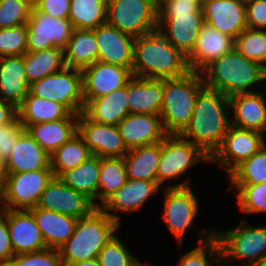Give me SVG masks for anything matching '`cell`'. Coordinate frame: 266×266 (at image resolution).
I'll use <instances>...</instances> for the list:
<instances>
[{
  "mask_svg": "<svg viewBox=\"0 0 266 266\" xmlns=\"http://www.w3.org/2000/svg\"><path fill=\"white\" fill-rule=\"evenodd\" d=\"M266 145L265 135L255 130L230 126L221 146L210 157L224 168L226 177L243 161Z\"/></svg>",
  "mask_w": 266,
  "mask_h": 266,
  "instance_id": "cell-14",
  "label": "cell"
},
{
  "mask_svg": "<svg viewBox=\"0 0 266 266\" xmlns=\"http://www.w3.org/2000/svg\"><path fill=\"white\" fill-rule=\"evenodd\" d=\"M164 188L161 218L180 246L187 228H195L193 220L199 212L198 199L187 179L179 184L164 185Z\"/></svg>",
  "mask_w": 266,
  "mask_h": 266,
  "instance_id": "cell-11",
  "label": "cell"
},
{
  "mask_svg": "<svg viewBox=\"0 0 266 266\" xmlns=\"http://www.w3.org/2000/svg\"><path fill=\"white\" fill-rule=\"evenodd\" d=\"M106 23L140 37L158 30V6L152 0H108Z\"/></svg>",
  "mask_w": 266,
  "mask_h": 266,
  "instance_id": "cell-8",
  "label": "cell"
},
{
  "mask_svg": "<svg viewBox=\"0 0 266 266\" xmlns=\"http://www.w3.org/2000/svg\"><path fill=\"white\" fill-rule=\"evenodd\" d=\"M26 25L28 52L53 47L64 49L74 31L69 19L54 18L38 11L34 6L30 10Z\"/></svg>",
  "mask_w": 266,
  "mask_h": 266,
  "instance_id": "cell-13",
  "label": "cell"
},
{
  "mask_svg": "<svg viewBox=\"0 0 266 266\" xmlns=\"http://www.w3.org/2000/svg\"><path fill=\"white\" fill-rule=\"evenodd\" d=\"M29 92L47 100L65 105L72 113L84 110L82 71L70 67L43 77L30 84Z\"/></svg>",
  "mask_w": 266,
  "mask_h": 266,
  "instance_id": "cell-10",
  "label": "cell"
},
{
  "mask_svg": "<svg viewBox=\"0 0 266 266\" xmlns=\"http://www.w3.org/2000/svg\"><path fill=\"white\" fill-rule=\"evenodd\" d=\"M25 131L18 118L12 123L0 127V158L3 162L9 158L16 141Z\"/></svg>",
  "mask_w": 266,
  "mask_h": 266,
  "instance_id": "cell-47",
  "label": "cell"
},
{
  "mask_svg": "<svg viewBox=\"0 0 266 266\" xmlns=\"http://www.w3.org/2000/svg\"><path fill=\"white\" fill-rule=\"evenodd\" d=\"M53 177L51 169L4 174L1 191L2 209L30 210L36 207L41 194Z\"/></svg>",
  "mask_w": 266,
  "mask_h": 266,
  "instance_id": "cell-9",
  "label": "cell"
},
{
  "mask_svg": "<svg viewBox=\"0 0 266 266\" xmlns=\"http://www.w3.org/2000/svg\"><path fill=\"white\" fill-rule=\"evenodd\" d=\"M127 180L123 158H101L98 185V199L100 201H96V207H100L108 198L125 185Z\"/></svg>",
  "mask_w": 266,
  "mask_h": 266,
  "instance_id": "cell-38",
  "label": "cell"
},
{
  "mask_svg": "<svg viewBox=\"0 0 266 266\" xmlns=\"http://www.w3.org/2000/svg\"><path fill=\"white\" fill-rule=\"evenodd\" d=\"M36 208L79 219L87 216L96 207L83 193L65 185L58 177H53L41 194Z\"/></svg>",
  "mask_w": 266,
  "mask_h": 266,
  "instance_id": "cell-16",
  "label": "cell"
},
{
  "mask_svg": "<svg viewBox=\"0 0 266 266\" xmlns=\"http://www.w3.org/2000/svg\"><path fill=\"white\" fill-rule=\"evenodd\" d=\"M177 1H184V2H203V0H177Z\"/></svg>",
  "mask_w": 266,
  "mask_h": 266,
  "instance_id": "cell-55",
  "label": "cell"
},
{
  "mask_svg": "<svg viewBox=\"0 0 266 266\" xmlns=\"http://www.w3.org/2000/svg\"><path fill=\"white\" fill-rule=\"evenodd\" d=\"M29 211L41 231L47 248L59 249L74 233L77 218L36 207Z\"/></svg>",
  "mask_w": 266,
  "mask_h": 266,
  "instance_id": "cell-28",
  "label": "cell"
},
{
  "mask_svg": "<svg viewBox=\"0 0 266 266\" xmlns=\"http://www.w3.org/2000/svg\"><path fill=\"white\" fill-rule=\"evenodd\" d=\"M235 39L206 23L201 27L192 52L186 57L189 70L201 73L214 60L234 48Z\"/></svg>",
  "mask_w": 266,
  "mask_h": 266,
  "instance_id": "cell-20",
  "label": "cell"
},
{
  "mask_svg": "<svg viewBox=\"0 0 266 266\" xmlns=\"http://www.w3.org/2000/svg\"><path fill=\"white\" fill-rule=\"evenodd\" d=\"M214 236L219 241L224 266H231L235 259H246L243 266H251L266 256V226H251L246 218L231 230H214Z\"/></svg>",
  "mask_w": 266,
  "mask_h": 266,
  "instance_id": "cell-7",
  "label": "cell"
},
{
  "mask_svg": "<svg viewBox=\"0 0 266 266\" xmlns=\"http://www.w3.org/2000/svg\"><path fill=\"white\" fill-rule=\"evenodd\" d=\"M17 118V108L9 103L0 101V127L12 124Z\"/></svg>",
  "mask_w": 266,
  "mask_h": 266,
  "instance_id": "cell-51",
  "label": "cell"
},
{
  "mask_svg": "<svg viewBox=\"0 0 266 266\" xmlns=\"http://www.w3.org/2000/svg\"><path fill=\"white\" fill-rule=\"evenodd\" d=\"M247 28L266 30V0H246Z\"/></svg>",
  "mask_w": 266,
  "mask_h": 266,
  "instance_id": "cell-48",
  "label": "cell"
},
{
  "mask_svg": "<svg viewBox=\"0 0 266 266\" xmlns=\"http://www.w3.org/2000/svg\"><path fill=\"white\" fill-rule=\"evenodd\" d=\"M251 266H266V256H264L260 261L252 264Z\"/></svg>",
  "mask_w": 266,
  "mask_h": 266,
  "instance_id": "cell-53",
  "label": "cell"
},
{
  "mask_svg": "<svg viewBox=\"0 0 266 266\" xmlns=\"http://www.w3.org/2000/svg\"><path fill=\"white\" fill-rule=\"evenodd\" d=\"M28 52L27 25L0 28V57L23 56Z\"/></svg>",
  "mask_w": 266,
  "mask_h": 266,
  "instance_id": "cell-44",
  "label": "cell"
},
{
  "mask_svg": "<svg viewBox=\"0 0 266 266\" xmlns=\"http://www.w3.org/2000/svg\"><path fill=\"white\" fill-rule=\"evenodd\" d=\"M33 6L54 18L68 19L70 12V0H38Z\"/></svg>",
  "mask_w": 266,
  "mask_h": 266,
  "instance_id": "cell-49",
  "label": "cell"
},
{
  "mask_svg": "<svg viewBox=\"0 0 266 266\" xmlns=\"http://www.w3.org/2000/svg\"><path fill=\"white\" fill-rule=\"evenodd\" d=\"M202 2L164 0L158 6V31L186 57L205 24Z\"/></svg>",
  "mask_w": 266,
  "mask_h": 266,
  "instance_id": "cell-6",
  "label": "cell"
},
{
  "mask_svg": "<svg viewBox=\"0 0 266 266\" xmlns=\"http://www.w3.org/2000/svg\"><path fill=\"white\" fill-rule=\"evenodd\" d=\"M31 8L26 0H0V28L26 24Z\"/></svg>",
  "mask_w": 266,
  "mask_h": 266,
  "instance_id": "cell-45",
  "label": "cell"
},
{
  "mask_svg": "<svg viewBox=\"0 0 266 266\" xmlns=\"http://www.w3.org/2000/svg\"><path fill=\"white\" fill-rule=\"evenodd\" d=\"M4 180V165H0V185H3Z\"/></svg>",
  "mask_w": 266,
  "mask_h": 266,
  "instance_id": "cell-54",
  "label": "cell"
},
{
  "mask_svg": "<svg viewBox=\"0 0 266 266\" xmlns=\"http://www.w3.org/2000/svg\"><path fill=\"white\" fill-rule=\"evenodd\" d=\"M67 266H100V264L98 258H92L84 261H79L73 264H68Z\"/></svg>",
  "mask_w": 266,
  "mask_h": 266,
  "instance_id": "cell-52",
  "label": "cell"
},
{
  "mask_svg": "<svg viewBox=\"0 0 266 266\" xmlns=\"http://www.w3.org/2000/svg\"><path fill=\"white\" fill-rule=\"evenodd\" d=\"M0 165H4V162L2 161L1 158H0Z\"/></svg>",
  "mask_w": 266,
  "mask_h": 266,
  "instance_id": "cell-61",
  "label": "cell"
},
{
  "mask_svg": "<svg viewBox=\"0 0 266 266\" xmlns=\"http://www.w3.org/2000/svg\"><path fill=\"white\" fill-rule=\"evenodd\" d=\"M121 224L100 207L78 219L74 233L58 249L63 266L97 258L101 249L117 233Z\"/></svg>",
  "mask_w": 266,
  "mask_h": 266,
  "instance_id": "cell-4",
  "label": "cell"
},
{
  "mask_svg": "<svg viewBox=\"0 0 266 266\" xmlns=\"http://www.w3.org/2000/svg\"><path fill=\"white\" fill-rule=\"evenodd\" d=\"M101 157L92 155L79 166L66 170L58 178L70 188L83 193L96 207Z\"/></svg>",
  "mask_w": 266,
  "mask_h": 266,
  "instance_id": "cell-34",
  "label": "cell"
},
{
  "mask_svg": "<svg viewBox=\"0 0 266 266\" xmlns=\"http://www.w3.org/2000/svg\"><path fill=\"white\" fill-rule=\"evenodd\" d=\"M24 66L26 78L30 85L65 67L63 49L53 47L38 52H27L24 55Z\"/></svg>",
  "mask_w": 266,
  "mask_h": 266,
  "instance_id": "cell-35",
  "label": "cell"
},
{
  "mask_svg": "<svg viewBox=\"0 0 266 266\" xmlns=\"http://www.w3.org/2000/svg\"><path fill=\"white\" fill-rule=\"evenodd\" d=\"M227 179L231 185H254L266 182V145L238 165Z\"/></svg>",
  "mask_w": 266,
  "mask_h": 266,
  "instance_id": "cell-40",
  "label": "cell"
},
{
  "mask_svg": "<svg viewBox=\"0 0 266 266\" xmlns=\"http://www.w3.org/2000/svg\"><path fill=\"white\" fill-rule=\"evenodd\" d=\"M197 232H200L199 236H201L198 247L196 246V248L184 254L177 266H214L215 263L217 265L221 262L220 244L214 236V229Z\"/></svg>",
  "mask_w": 266,
  "mask_h": 266,
  "instance_id": "cell-39",
  "label": "cell"
},
{
  "mask_svg": "<svg viewBox=\"0 0 266 266\" xmlns=\"http://www.w3.org/2000/svg\"><path fill=\"white\" fill-rule=\"evenodd\" d=\"M221 265L223 266V264H222L221 262H219V263L217 264V266H221Z\"/></svg>",
  "mask_w": 266,
  "mask_h": 266,
  "instance_id": "cell-62",
  "label": "cell"
},
{
  "mask_svg": "<svg viewBox=\"0 0 266 266\" xmlns=\"http://www.w3.org/2000/svg\"><path fill=\"white\" fill-rule=\"evenodd\" d=\"M204 87L202 74L191 70L179 78L163 79L160 117L167 134H181L189 125L197 97Z\"/></svg>",
  "mask_w": 266,
  "mask_h": 266,
  "instance_id": "cell-5",
  "label": "cell"
},
{
  "mask_svg": "<svg viewBox=\"0 0 266 266\" xmlns=\"http://www.w3.org/2000/svg\"><path fill=\"white\" fill-rule=\"evenodd\" d=\"M0 266H14V265L10 262V263H5V264H0Z\"/></svg>",
  "mask_w": 266,
  "mask_h": 266,
  "instance_id": "cell-59",
  "label": "cell"
},
{
  "mask_svg": "<svg viewBox=\"0 0 266 266\" xmlns=\"http://www.w3.org/2000/svg\"><path fill=\"white\" fill-rule=\"evenodd\" d=\"M77 132L92 155L123 158L128 153L117 126L92 121L84 112L78 114Z\"/></svg>",
  "mask_w": 266,
  "mask_h": 266,
  "instance_id": "cell-15",
  "label": "cell"
},
{
  "mask_svg": "<svg viewBox=\"0 0 266 266\" xmlns=\"http://www.w3.org/2000/svg\"><path fill=\"white\" fill-rule=\"evenodd\" d=\"M163 102V79L133 76L127 82L130 114L160 115Z\"/></svg>",
  "mask_w": 266,
  "mask_h": 266,
  "instance_id": "cell-26",
  "label": "cell"
},
{
  "mask_svg": "<svg viewBox=\"0 0 266 266\" xmlns=\"http://www.w3.org/2000/svg\"><path fill=\"white\" fill-rule=\"evenodd\" d=\"M237 194L239 209L246 214L266 212V182L254 185H231Z\"/></svg>",
  "mask_w": 266,
  "mask_h": 266,
  "instance_id": "cell-42",
  "label": "cell"
},
{
  "mask_svg": "<svg viewBox=\"0 0 266 266\" xmlns=\"http://www.w3.org/2000/svg\"><path fill=\"white\" fill-rule=\"evenodd\" d=\"M108 0H70L68 19L74 29L93 30L107 21Z\"/></svg>",
  "mask_w": 266,
  "mask_h": 266,
  "instance_id": "cell-37",
  "label": "cell"
},
{
  "mask_svg": "<svg viewBox=\"0 0 266 266\" xmlns=\"http://www.w3.org/2000/svg\"><path fill=\"white\" fill-rule=\"evenodd\" d=\"M92 156L78 132L50 156V168L54 177L75 168Z\"/></svg>",
  "mask_w": 266,
  "mask_h": 266,
  "instance_id": "cell-36",
  "label": "cell"
},
{
  "mask_svg": "<svg viewBox=\"0 0 266 266\" xmlns=\"http://www.w3.org/2000/svg\"><path fill=\"white\" fill-rule=\"evenodd\" d=\"M201 74L205 87L219 91L227 97L254 92V85L266 81V68L247 59L235 47L214 60Z\"/></svg>",
  "mask_w": 266,
  "mask_h": 266,
  "instance_id": "cell-3",
  "label": "cell"
},
{
  "mask_svg": "<svg viewBox=\"0 0 266 266\" xmlns=\"http://www.w3.org/2000/svg\"><path fill=\"white\" fill-rule=\"evenodd\" d=\"M77 121L78 118H63L26 126L25 130L51 156L77 133Z\"/></svg>",
  "mask_w": 266,
  "mask_h": 266,
  "instance_id": "cell-31",
  "label": "cell"
},
{
  "mask_svg": "<svg viewBox=\"0 0 266 266\" xmlns=\"http://www.w3.org/2000/svg\"><path fill=\"white\" fill-rule=\"evenodd\" d=\"M161 152L162 142L129 149L123 157L127 179L157 181Z\"/></svg>",
  "mask_w": 266,
  "mask_h": 266,
  "instance_id": "cell-32",
  "label": "cell"
},
{
  "mask_svg": "<svg viewBox=\"0 0 266 266\" xmlns=\"http://www.w3.org/2000/svg\"><path fill=\"white\" fill-rule=\"evenodd\" d=\"M50 168V156L25 130L4 162V174L25 173Z\"/></svg>",
  "mask_w": 266,
  "mask_h": 266,
  "instance_id": "cell-25",
  "label": "cell"
},
{
  "mask_svg": "<svg viewBox=\"0 0 266 266\" xmlns=\"http://www.w3.org/2000/svg\"><path fill=\"white\" fill-rule=\"evenodd\" d=\"M230 113L229 97L204 87L197 97L190 123L180 135L211 157L231 126Z\"/></svg>",
  "mask_w": 266,
  "mask_h": 266,
  "instance_id": "cell-1",
  "label": "cell"
},
{
  "mask_svg": "<svg viewBox=\"0 0 266 266\" xmlns=\"http://www.w3.org/2000/svg\"><path fill=\"white\" fill-rule=\"evenodd\" d=\"M65 67L78 70L98 61V47L95 33L90 29H74L63 49Z\"/></svg>",
  "mask_w": 266,
  "mask_h": 266,
  "instance_id": "cell-33",
  "label": "cell"
},
{
  "mask_svg": "<svg viewBox=\"0 0 266 266\" xmlns=\"http://www.w3.org/2000/svg\"><path fill=\"white\" fill-rule=\"evenodd\" d=\"M3 185H0V204H1V191H2ZM2 211V205H0V212Z\"/></svg>",
  "mask_w": 266,
  "mask_h": 266,
  "instance_id": "cell-57",
  "label": "cell"
},
{
  "mask_svg": "<svg viewBox=\"0 0 266 266\" xmlns=\"http://www.w3.org/2000/svg\"><path fill=\"white\" fill-rule=\"evenodd\" d=\"M234 47L266 68V30L246 28L235 38Z\"/></svg>",
  "mask_w": 266,
  "mask_h": 266,
  "instance_id": "cell-41",
  "label": "cell"
},
{
  "mask_svg": "<svg viewBox=\"0 0 266 266\" xmlns=\"http://www.w3.org/2000/svg\"><path fill=\"white\" fill-rule=\"evenodd\" d=\"M83 112L92 120L101 124L115 125L129 113L126 86L112 93L90 100Z\"/></svg>",
  "mask_w": 266,
  "mask_h": 266,
  "instance_id": "cell-30",
  "label": "cell"
},
{
  "mask_svg": "<svg viewBox=\"0 0 266 266\" xmlns=\"http://www.w3.org/2000/svg\"><path fill=\"white\" fill-rule=\"evenodd\" d=\"M24 55L0 57V101L19 108L29 92Z\"/></svg>",
  "mask_w": 266,
  "mask_h": 266,
  "instance_id": "cell-27",
  "label": "cell"
},
{
  "mask_svg": "<svg viewBox=\"0 0 266 266\" xmlns=\"http://www.w3.org/2000/svg\"><path fill=\"white\" fill-rule=\"evenodd\" d=\"M186 56L158 30L135 37L132 75L150 79L179 78L188 73Z\"/></svg>",
  "mask_w": 266,
  "mask_h": 266,
  "instance_id": "cell-2",
  "label": "cell"
},
{
  "mask_svg": "<svg viewBox=\"0 0 266 266\" xmlns=\"http://www.w3.org/2000/svg\"><path fill=\"white\" fill-rule=\"evenodd\" d=\"M7 226L14 255L47 248L29 210H7Z\"/></svg>",
  "mask_w": 266,
  "mask_h": 266,
  "instance_id": "cell-22",
  "label": "cell"
},
{
  "mask_svg": "<svg viewBox=\"0 0 266 266\" xmlns=\"http://www.w3.org/2000/svg\"><path fill=\"white\" fill-rule=\"evenodd\" d=\"M100 266H137L139 260L122 243L117 233L98 254Z\"/></svg>",
  "mask_w": 266,
  "mask_h": 266,
  "instance_id": "cell-43",
  "label": "cell"
},
{
  "mask_svg": "<svg viewBox=\"0 0 266 266\" xmlns=\"http://www.w3.org/2000/svg\"><path fill=\"white\" fill-rule=\"evenodd\" d=\"M14 266H63L58 249L46 248L12 257Z\"/></svg>",
  "mask_w": 266,
  "mask_h": 266,
  "instance_id": "cell-46",
  "label": "cell"
},
{
  "mask_svg": "<svg viewBox=\"0 0 266 266\" xmlns=\"http://www.w3.org/2000/svg\"><path fill=\"white\" fill-rule=\"evenodd\" d=\"M137 266H149V265H146V264H143L142 262H139V264Z\"/></svg>",
  "mask_w": 266,
  "mask_h": 266,
  "instance_id": "cell-60",
  "label": "cell"
},
{
  "mask_svg": "<svg viewBox=\"0 0 266 266\" xmlns=\"http://www.w3.org/2000/svg\"><path fill=\"white\" fill-rule=\"evenodd\" d=\"M26 1L33 6L38 0H26Z\"/></svg>",
  "mask_w": 266,
  "mask_h": 266,
  "instance_id": "cell-58",
  "label": "cell"
},
{
  "mask_svg": "<svg viewBox=\"0 0 266 266\" xmlns=\"http://www.w3.org/2000/svg\"><path fill=\"white\" fill-rule=\"evenodd\" d=\"M210 157L180 134H168L162 141V152L157 168V183L180 178L190 167L209 162Z\"/></svg>",
  "mask_w": 266,
  "mask_h": 266,
  "instance_id": "cell-12",
  "label": "cell"
},
{
  "mask_svg": "<svg viewBox=\"0 0 266 266\" xmlns=\"http://www.w3.org/2000/svg\"><path fill=\"white\" fill-rule=\"evenodd\" d=\"M231 125L241 129L266 132V100L263 92L254 91L229 97Z\"/></svg>",
  "mask_w": 266,
  "mask_h": 266,
  "instance_id": "cell-23",
  "label": "cell"
},
{
  "mask_svg": "<svg viewBox=\"0 0 266 266\" xmlns=\"http://www.w3.org/2000/svg\"><path fill=\"white\" fill-rule=\"evenodd\" d=\"M13 256L7 226V210L2 209L0 212V264L10 263Z\"/></svg>",
  "mask_w": 266,
  "mask_h": 266,
  "instance_id": "cell-50",
  "label": "cell"
},
{
  "mask_svg": "<svg viewBox=\"0 0 266 266\" xmlns=\"http://www.w3.org/2000/svg\"><path fill=\"white\" fill-rule=\"evenodd\" d=\"M157 6H159L164 0H152Z\"/></svg>",
  "mask_w": 266,
  "mask_h": 266,
  "instance_id": "cell-56",
  "label": "cell"
},
{
  "mask_svg": "<svg viewBox=\"0 0 266 266\" xmlns=\"http://www.w3.org/2000/svg\"><path fill=\"white\" fill-rule=\"evenodd\" d=\"M159 187L157 181L128 179L126 184L108 198L100 208L121 224V216L116 215L113 210L125 213L139 210L150 196L158 192Z\"/></svg>",
  "mask_w": 266,
  "mask_h": 266,
  "instance_id": "cell-24",
  "label": "cell"
},
{
  "mask_svg": "<svg viewBox=\"0 0 266 266\" xmlns=\"http://www.w3.org/2000/svg\"><path fill=\"white\" fill-rule=\"evenodd\" d=\"M18 120L25 128L38 123L55 121L63 118H78L65 105L57 101L47 100L28 92L25 100L17 109Z\"/></svg>",
  "mask_w": 266,
  "mask_h": 266,
  "instance_id": "cell-29",
  "label": "cell"
},
{
  "mask_svg": "<svg viewBox=\"0 0 266 266\" xmlns=\"http://www.w3.org/2000/svg\"><path fill=\"white\" fill-rule=\"evenodd\" d=\"M132 77V72L126 67L96 61L82 70L84 105L126 86Z\"/></svg>",
  "mask_w": 266,
  "mask_h": 266,
  "instance_id": "cell-17",
  "label": "cell"
},
{
  "mask_svg": "<svg viewBox=\"0 0 266 266\" xmlns=\"http://www.w3.org/2000/svg\"><path fill=\"white\" fill-rule=\"evenodd\" d=\"M117 127L128 150L162 142L168 135L160 115L129 114L117 124Z\"/></svg>",
  "mask_w": 266,
  "mask_h": 266,
  "instance_id": "cell-21",
  "label": "cell"
},
{
  "mask_svg": "<svg viewBox=\"0 0 266 266\" xmlns=\"http://www.w3.org/2000/svg\"><path fill=\"white\" fill-rule=\"evenodd\" d=\"M98 47V61L116 64L132 72L135 38L104 23L93 29Z\"/></svg>",
  "mask_w": 266,
  "mask_h": 266,
  "instance_id": "cell-19",
  "label": "cell"
},
{
  "mask_svg": "<svg viewBox=\"0 0 266 266\" xmlns=\"http://www.w3.org/2000/svg\"><path fill=\"white\" fill-rule=\"evenodd\" d=\"M204 21L234 39L247 28L246 0H203Z\"/></svg>",
  "mask_w": 266,
  "mask_h": 266,
  "instance_id": "cell-18",
  "label": "cell"
}]
</instances>
